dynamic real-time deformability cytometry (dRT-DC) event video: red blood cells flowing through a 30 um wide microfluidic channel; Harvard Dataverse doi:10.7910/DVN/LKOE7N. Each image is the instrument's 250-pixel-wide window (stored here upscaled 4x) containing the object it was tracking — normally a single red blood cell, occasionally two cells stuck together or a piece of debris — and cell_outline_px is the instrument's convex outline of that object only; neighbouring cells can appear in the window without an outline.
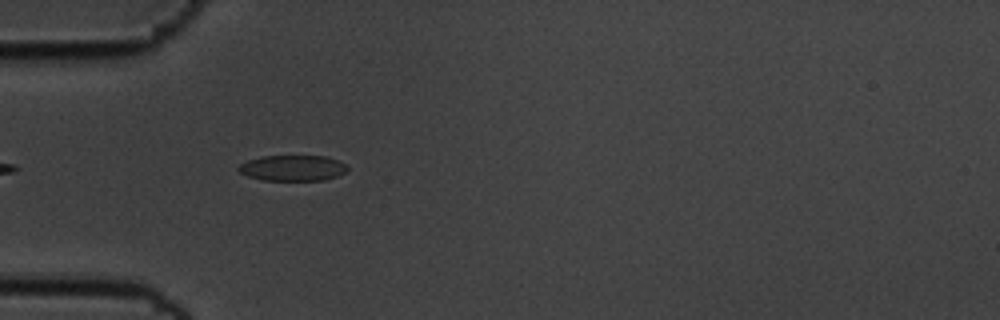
{"species": "common noctule bat (a hibernating species)", "species_latin": "Nyctalus noctula", "temperature_condition": "cold", "stored_images_in_passage": 40, "camera_frame_rate_fps": 3000, "um_per_image_px": 0.085, "animal": {"sex": "male", "body_mass_g": 19.5, "forearm_length_mm": 54.6}, "frame": {"image": 1, "passage_image": 5, "time_ms": 1.333, "image_size_px": [1000, 320], "cell_outline_px": [[348, 168], [344, 172], [336, 176], [324, 180], [264, 180], [248, 176], [240, 172], [236, 168], [240, 164], [248, 160], [260, 156], [328, 156], [348, 164]], "centroid_in_image_um": [24.89, 14.27], "position_along_channel_um": 60.1, "area_um2": 16.36}}
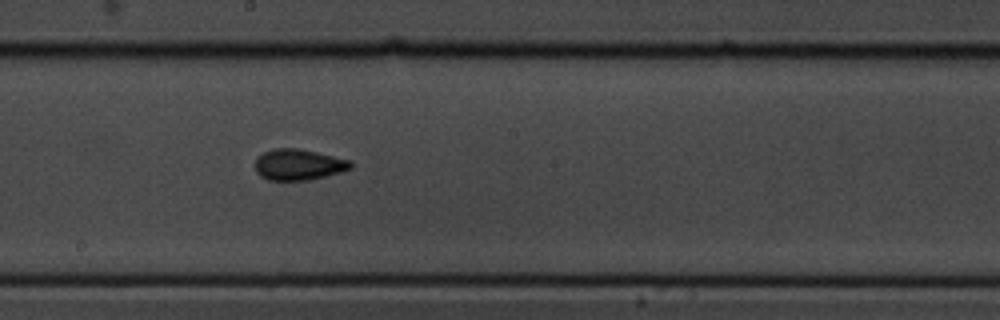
{"frame": {"image": 2, "passage_image": 19, "time_ms": 6.0, "image_size_px": [1000, 320], "cell_outline_px": [[352, 168], [340, 172], [308, 180], [268, 180], [260, 176], [256, 172], [256, 156], [264, 152], [276, 148], [296, 148], [316, 152], [352, 160]], "centroid_in_image_um": [25.37, 13.99], "position_along_channel_um": 222.8, "area_um2": 17.22}}
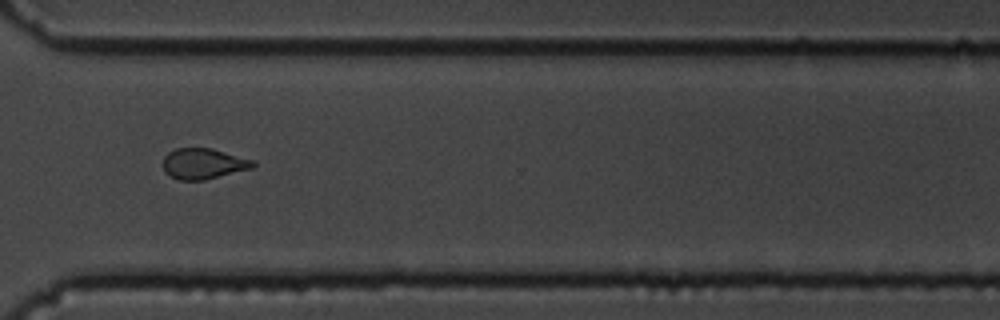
{"frame": {"image": 3, "passage_image": 30, "time_ms": 9.667, "image_size_px": [1000, 320], "cell_outline_px": [[256, 164], [252, 168], [204, 180], [180, 180], [164, 172], [164, 156], [168, 152], [176, 148], [212, 148], [252, 160]], "centroid_in_image_um": [17.27, 13.91], "position_along_channel_um": 353.3, "area_um2": 15.9}, "authors_computed_cell_mechanics": {"area_um2": 16.5597, "velocity_mm_per_s": 3.571, "shape_relaxation_time_tau1_ms": 4.5935, "shape_relaxation_time_tau2_ms": 2.4095, "deformation_change_tau1": 0.1223, "deformation_change_tau2": 0.0794}}